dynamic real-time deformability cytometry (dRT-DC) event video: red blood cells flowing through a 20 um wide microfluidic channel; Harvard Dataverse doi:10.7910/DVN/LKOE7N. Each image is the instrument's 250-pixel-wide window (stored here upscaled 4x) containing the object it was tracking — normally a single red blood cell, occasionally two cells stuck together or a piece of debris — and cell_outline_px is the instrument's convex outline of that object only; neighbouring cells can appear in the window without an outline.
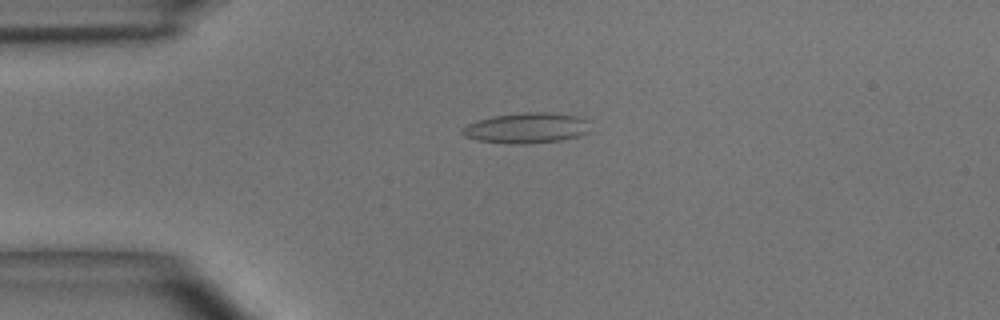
{"species": "common noctule bat (a hibernating species)", "species_latin": "Nyctalus noctula", "temperature_condition": "room temperature", "stored_images_in_passage": 4, "camera_frame_rate_fps": 3000, "um_per_image_px": 0.085, "animal": {"sex": "male", "body_mass_g": 15.6}, "frame": {"image": 1, "passage_image": 3, "time_ms": 0.667, "image_size_px": [1000, 320], "cell_outline_px": [[592, 132], [560, 140], [528, 144], [512, 144], [476, 140], [464, 136], [460, 132], [460, 128], [468, 124], [492, 116], [524, 112], [556, 112], [580, 116], [588, 120]], "centroid_in_image_um": [44.8, 10.87], "position_along_channel_um": 40.2, "area_um2": 23.12}}